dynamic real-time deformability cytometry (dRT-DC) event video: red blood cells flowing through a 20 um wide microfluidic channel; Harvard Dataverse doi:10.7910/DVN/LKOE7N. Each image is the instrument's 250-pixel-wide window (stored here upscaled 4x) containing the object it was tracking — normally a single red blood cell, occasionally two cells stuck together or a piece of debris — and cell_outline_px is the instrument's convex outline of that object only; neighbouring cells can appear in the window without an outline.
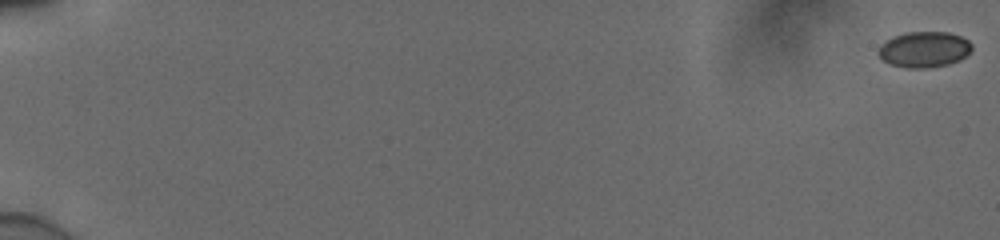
{"species": "human", "species_latin": "Homo sapiens", "temperature_condition": "cold", "stored_images_in_passage": 20, "camera_frame_rate_fps": 3000, "um_per_image_px": 0.085, "donor": {"sex": "male"}, "frame": {"image": 1, "passage_image": 1, "time_ms": 0.0, "image_size_px": [1000, 240], "cell_outline_px": [[972, 48], [960, 60], [948, 64], [928, 68], [908, 68], [888, 64], [876, 52], [880, 44], [884, 40], [892, 36], [904, 32], [948, 32], [960, 36], [968, 40], [972, 44]], "centroid_in_image_um": [78.5, 4.19], "position_along_channel_um": 6.5, "area_um2": 19.71}}
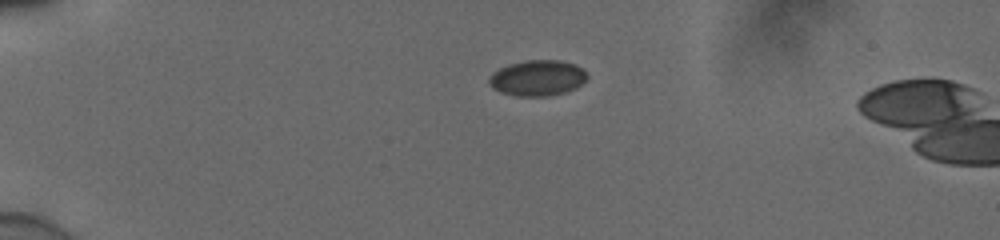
{"frame": {"image": 2, "passage_image": 16, "time_ms": 5.0, "image_size_px": [1000, 240], "cell_outline_px": [[588, 76], [576, 88], [564, 92], [548, 96], [516, 96], [500, 92], [492, 88], [488, 84], [488, 80], [492, 72], [508, 64], [528, 60], [560, 60], [576, 64], [584, 68]], "centroid_in_image_um": [45.67, 6.62], "position_along_channel_um": 39.3, "area_um2": 20.58}}